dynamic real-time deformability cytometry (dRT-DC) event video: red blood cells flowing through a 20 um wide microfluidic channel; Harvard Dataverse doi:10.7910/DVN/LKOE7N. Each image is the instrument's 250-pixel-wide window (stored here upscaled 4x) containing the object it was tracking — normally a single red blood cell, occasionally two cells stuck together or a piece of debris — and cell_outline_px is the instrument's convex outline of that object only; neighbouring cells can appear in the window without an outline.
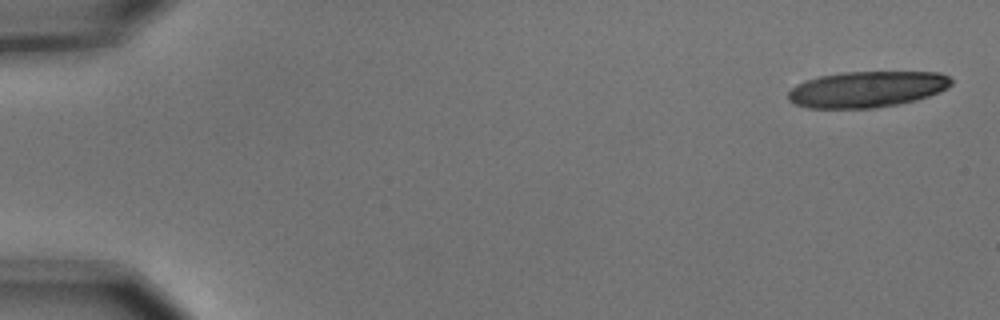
{"species": "common noctule bat (a hibernating species)", "species_latin": "Nyctalus noctula", "temperature_condition": "cold", "stored_images_in_passage": 4, "camera_frame_rate_fps": 3000, "um_per_image_px": 0.085, "animal": {"sex": "male", "body_mass_g": 15.6}, "frame": {"image": 1, "passage_image": 1, "time_ms": 0.0, "image_size_px": [1000, 320], "cell_outline_px": [[952, 84], [948, 88], [940, 92], [916, 100], [900, 104], [876, 108], [808, 108], [796, 104], [788, 100], [788, 92], [796, 84], [804, 80], [820, 76], [840, 72], [940, 72], [948, 76], [952, 80]], "centroid_in_image_um": [73.7, 7.59], "position_along_channel_um": 11.3, "area_um2": 34.56}}